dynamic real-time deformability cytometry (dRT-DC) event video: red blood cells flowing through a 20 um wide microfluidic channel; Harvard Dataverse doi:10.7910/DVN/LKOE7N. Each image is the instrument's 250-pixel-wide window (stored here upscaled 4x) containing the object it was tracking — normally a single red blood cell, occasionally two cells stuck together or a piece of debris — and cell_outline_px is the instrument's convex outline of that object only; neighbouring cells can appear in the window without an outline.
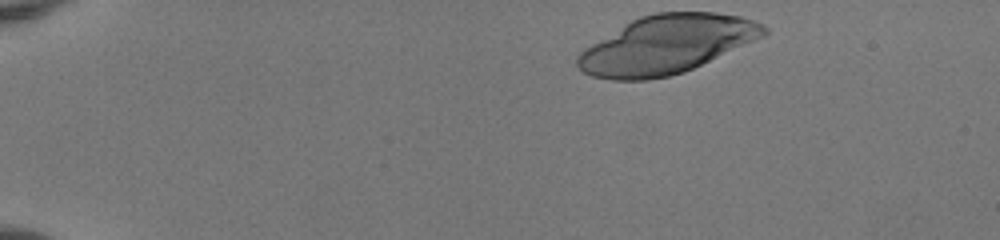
{"species": "human", "species_latin": "Homo sapiens", "temperature_condition": "room temperature", "stored_images_in_passage": 41, "camera_frame_rate_fps": 3000, "um_per_image_px": 0.085, "donor": {"sex": "female"}, "frame": {"image": 1, "passage_image": 1, "time_ms": 0.0, "image_size_px": [1000, 240], "cell_outline_px": [[768, 32], [764, 36], [684, 72], [668, 76], [648, 80], [612, 80], [592, 76], [584, 72], [576, 64], [576, 56], [584, 48], [632, 20], [640, 16], [656, 12], [716, 12], [740, 16], [764, 24], [768, 28]], "centroid_in_image_um": [56.66, 3.79], "position_along_channel_um": 28.3, "area_um2": 63.0}}